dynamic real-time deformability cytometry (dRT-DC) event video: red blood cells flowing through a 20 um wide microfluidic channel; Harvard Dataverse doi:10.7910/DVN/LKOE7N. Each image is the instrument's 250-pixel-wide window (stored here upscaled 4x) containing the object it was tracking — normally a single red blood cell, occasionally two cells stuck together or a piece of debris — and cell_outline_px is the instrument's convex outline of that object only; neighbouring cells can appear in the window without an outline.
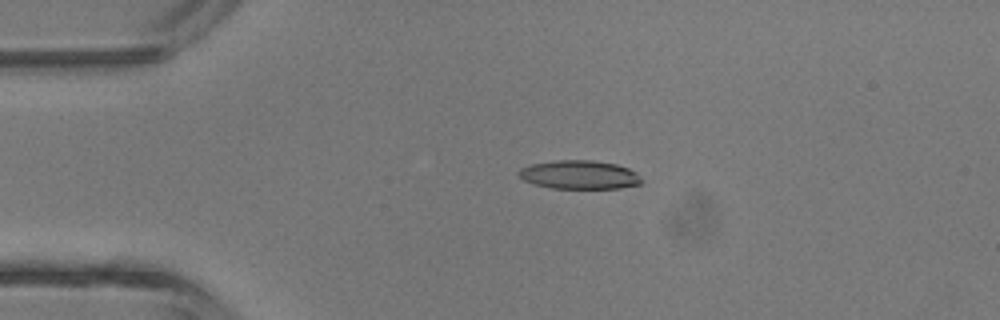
{"species": "common noctule bat (a hibernating species)", "species_latin": "Nyctalus noctula", "temperature_condition": "room temperature", "stored_images_in_passage": 3, "camera_frame_rate_fps": 3000, "um_per_image_px": 0.085, "animal": {"sex": "male", "body_mass_g": 13.3}, "frame": {"image": 1, "passage_image": 3, "time_ms": 3.333, "image_size_px": [1000, 320], "cell_outline_px": [[644, 180], [640, 184], [620, 188], [552, 188], [536, 184], [524, 180], [516, 172], [520, 168], [532, 164], [556, 160], [592, 160], [616, 164], [628, 168], [636, 172]], "centroid_in_image_um": [49.27, 14.85], "position_along_channel_um": 35.7, "area_um2": 20.46}}